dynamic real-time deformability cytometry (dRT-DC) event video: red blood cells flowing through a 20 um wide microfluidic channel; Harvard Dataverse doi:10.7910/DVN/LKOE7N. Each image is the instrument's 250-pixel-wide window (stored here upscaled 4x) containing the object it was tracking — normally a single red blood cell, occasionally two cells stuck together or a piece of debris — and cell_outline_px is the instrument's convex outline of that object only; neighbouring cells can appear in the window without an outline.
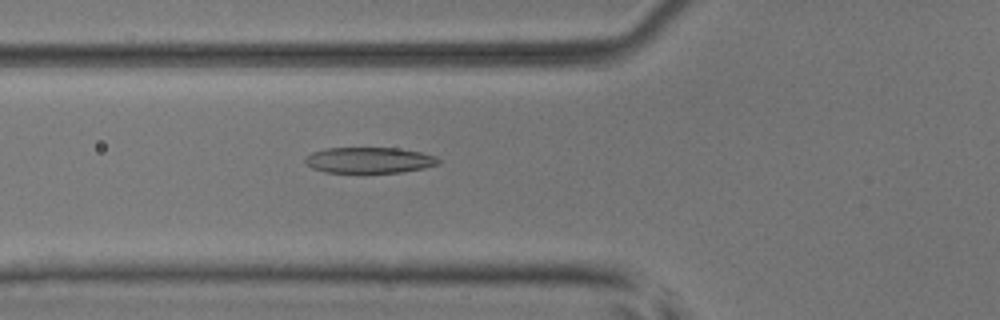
{"species": "common noctule bat (a hibernating species)", "species_latin": "Nyctalus noctula", "temperature_condition": "room temperature", "stored_images_in_passage": 45, "camera_frame_rate_fps": 3000, "um_per_image_px": 0.085, "animal": {"sex": "male", "body_mass_g": 17.9, "forearm_length_mm": 54.2}, "frame": {"image": 1, "passage_image": 12, "time_ms": 3.667, "image_size_px": [1000, 320], "cell_outline_px": [[440, 164], [424, 168], [400, 172], [324, 172], [312, 168], [304, 160], [312, 152], [324, 148], [396, 148], [420, 152], [436, 156], [440, 160]], "centroid_in_image_um": [31.4, 13.61], "position_along_channel_um": 94.4, "area_um2": 19.94}}
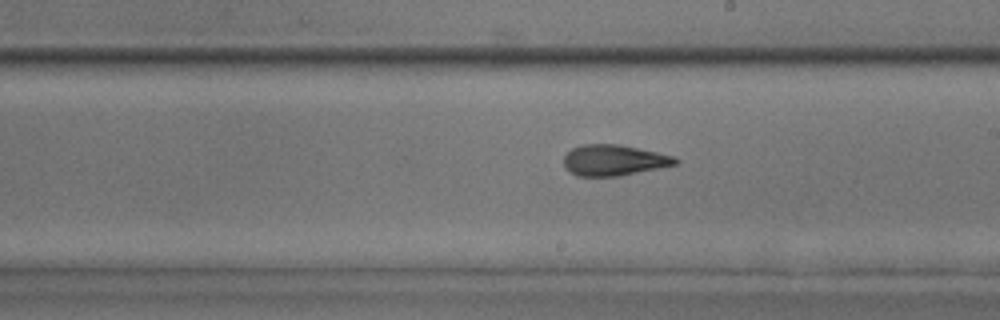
{"frame": {"image": 2, "passage_image": 23, "time_ms": 7.333, "image_size_px": [1000, 320], "cell_outline_px": [[680, 160], [676, 164], [620, 176], [576, 176], [564, 164], [564, 156], [572, 148], [584, 144], [616, 144], [656, 152], [672, 156]], "centroid_in_image_um": [52.16, 13.62], "position_along_channel_um": 236.8, "area_um2": 19.71}}
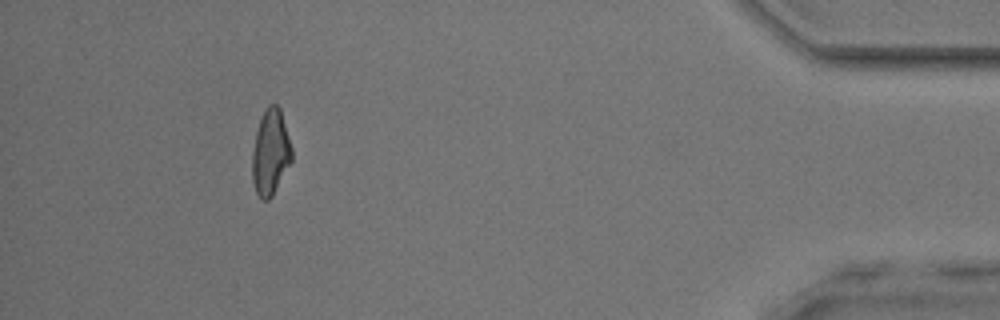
{"frame": {"image": 3, "passage_image": 41, "time_ms": 13.333, "image_size_px": [1000, 320], "cell_outline_px": [[292, 160], [272, 196], [268, 200], [260, 200], [256, 192], [252, 180], [252, 152], [256, 132], [260, 120], [268, 104], [276, 104], [280, 108], [292, 148]], "centroid_in_image_um": [22.99, 12.97], "position_along_channel_um": 412.2, "area_um2": 19.65}, "authors_computed_cell_mechanics": {"area_um2": 20.1144, "velocity_mm_per_s": 3.8883, "shape_relaxation_time_tau1_ms": 3.0181, "shape_relaxation_time_tau2_ms": 2.2057, "deformation_change_tau1": 0.1504, "deformation_change_tau2": 0.1225}}